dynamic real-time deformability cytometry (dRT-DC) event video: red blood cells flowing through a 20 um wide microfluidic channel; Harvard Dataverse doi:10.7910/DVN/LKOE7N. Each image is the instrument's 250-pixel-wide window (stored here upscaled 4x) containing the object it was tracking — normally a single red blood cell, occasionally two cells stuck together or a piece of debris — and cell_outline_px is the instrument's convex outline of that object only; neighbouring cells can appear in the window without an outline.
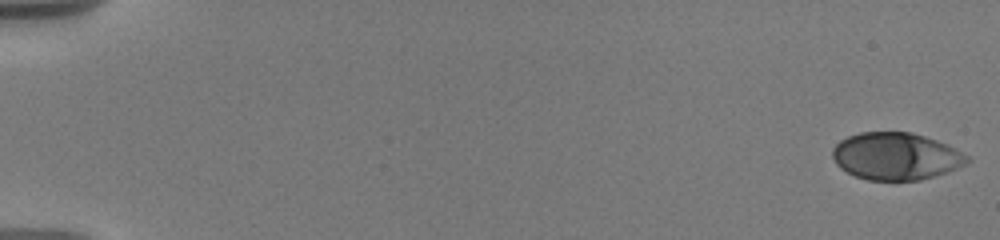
{"species": "human", "species_latin": "Homo sapiens", "temperature_condition": "warm", "stored_images_in_passage": 53, "camera_frame_rate_fps": 3000, "um_per_image_px": 0.085, "donor": {"sex": "male"}, "frame": {"image": 1, "passage_image": 1, "time_ms": 0.0, "image_size_px": [1000, 240], "cell_outline_px": [[972, 160], [956, 168], [920, 180], [868, 180], [856, 176], [840, 168], [836, 164], [832, 156], [832, 148], [840, 140], [848, 136], [860, 132], [912, 132], [948, 144], [968, 156]], "centroid_in_image_um": [76.13, 13.27], "position_along_channel_um": 8.9, "area_um2": 36.93}}
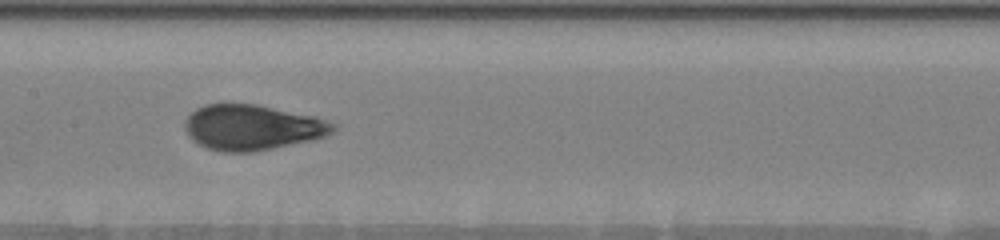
{"frame": {"image": 2, "passage_image": 27, "time_ms": 9.667, "image_size_px": [1000, 240], "cell_outline_px": [[336, 128], [332, 132], [324, 136], [312, 140], [252, 152], [224, 152], [208, 148], [192, 140], [188, 136], [184, 128], [184, 120], [196, 108], [204, 104], [256, 104], [316, 116], [336, 124]], "centroid_in_image_um": [21.42, 10.82], "position_along_channel_um": 186.0, "area_um2": 39.19}}
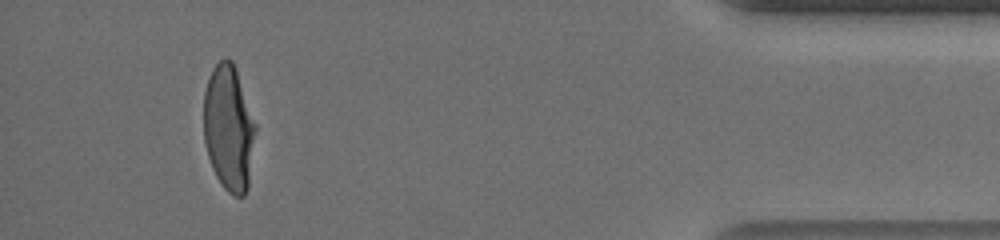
{"frame": {"image": 3, "passage_image": 49, "time_ms": 17.333, "image_size_px": [1000, 240], "cell_outline_px": [[256, 128], [248, 188], [244, 196], [232, 196], [224, 188], [216, 176], [212, 168], [208, 156], [204, 140], [204, 92], [212, 68], [224, 56], [232, 60], [236, 68], [256, 124]], "centroid_in_image_um": [19.45, 10.87], "position_along_channel_um": 415.8, "area_um2": 38.15}}